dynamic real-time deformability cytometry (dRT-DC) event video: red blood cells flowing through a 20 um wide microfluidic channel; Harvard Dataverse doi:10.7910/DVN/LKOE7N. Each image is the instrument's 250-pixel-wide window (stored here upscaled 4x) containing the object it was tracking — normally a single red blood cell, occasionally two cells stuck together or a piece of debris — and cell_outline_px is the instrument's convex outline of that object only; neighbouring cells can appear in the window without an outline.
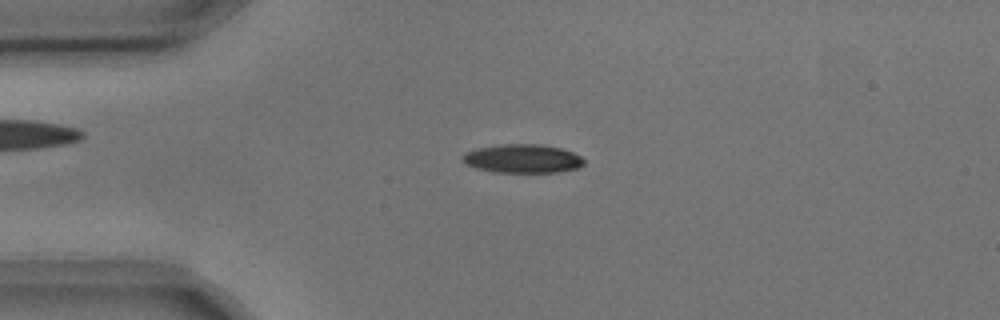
{"species": "common noctule bat (a hibernating species)", "species_latin": "Nyctalus noctula", "temperature_condition": "cold", "stored_images_in_passage": 3, "camera_frame_rate_fps": 3000, "um_per_image_px": 0.085, "animal": {"sex": "male", "body_mass_g": 17.9, "forearm_length_mm": 54.2}, "frame": {"image": 1, "passage_image": 3, "time_ms": 0.667, "image_size_px": [1000, 320], "cell_outline_px": [[584, 164], [580, 168], [560, 172], [496, 172], [476, 168], [464, 164], [464, 152], [476, 148], [500, 144], [540, 144], [560, 148], [572, 152], [580, 156], [584, 160]], "centroid_in_image_um": [44.43, 13.48], "position_along_channel_um": 40.6, "area_um2": 20.35}}